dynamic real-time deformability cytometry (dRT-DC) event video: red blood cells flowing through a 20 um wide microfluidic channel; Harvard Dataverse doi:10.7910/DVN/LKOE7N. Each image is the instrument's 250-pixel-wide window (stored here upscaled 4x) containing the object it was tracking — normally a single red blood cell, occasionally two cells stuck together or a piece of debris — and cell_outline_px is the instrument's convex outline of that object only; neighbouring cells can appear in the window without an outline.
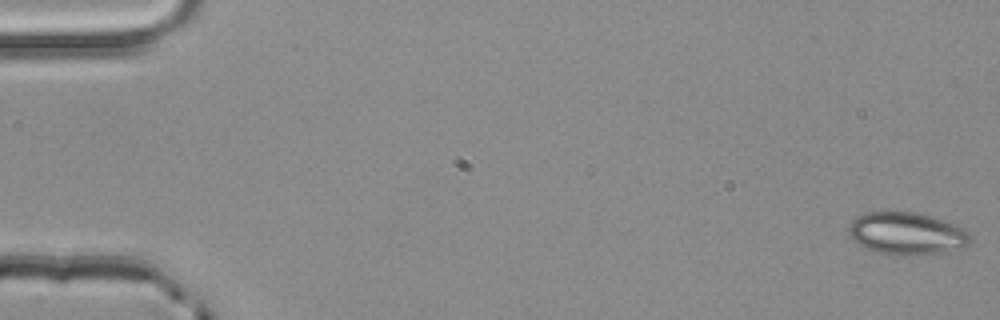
{"species": "common noctule bat (a hibernating species)", "species_latin": "Nyctalus noctula", "temperature_condition": "room temperature", "stored_images_in_passage": 54, "camera_frame_rate_fps": 3000, "um_per_image_px": 0.085, "animal": {"sex": "male", "body_mass_g": 20.4}, "frame": {"image": 1, "passage_image": 1, "time_ms": 0.0, "image_size_px": [1000, 320], "cell_outline_px": [[972, 240], [968, 244], [960, 248], [924, 256], [904, 256], [876, 252], [864, 248], [848, 232], [848, 224], [856, 216], [868, 212], [916, 212], [944, 220], [956, 224], [964, 228], [972, 236]], "centroid_in_image_um": [77.1, 19.86], "position_along_channel_um": 7.9, "area_um2": 30.35}}
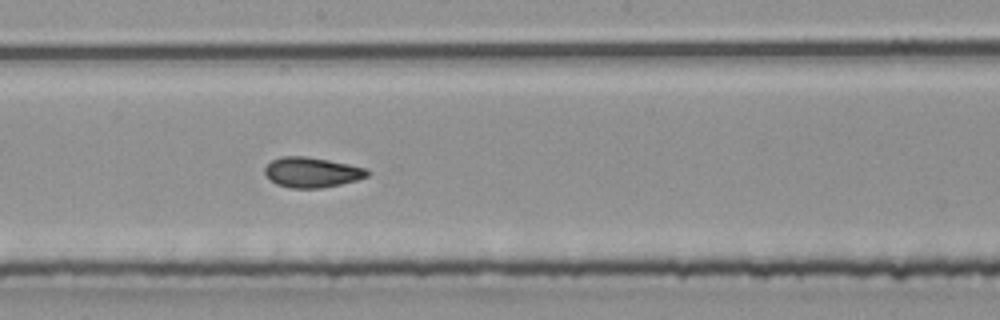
{"frame": {"image": 2, "passage_image": 30, "time_ms": 9.667, "image_size_px": [1000, 320], "cell_outline_px": [[368, 176], [356, 180], [340, 184], [320, 188], [288, 188], [276, 184], [264, 172], [264, 168], [272, 160], [280, 156], [304, 156], [328, 160], [368, 168]], "centroid_in_image_um": [26.5, 14.64], "position_along_channel_um": 221.7, "area_um2": 17.92}}
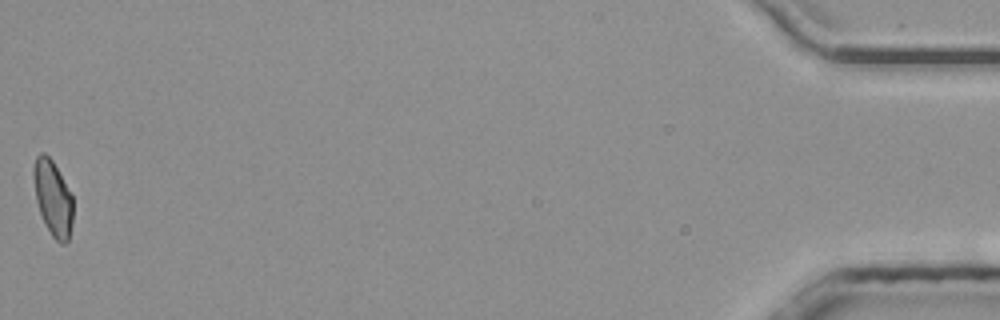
{"frame": {"image": 3, "passage_image": 54, "time_ms": 17.667, "image_size_px": [1000, 320], "cell_outline_px": [[72, 220], [68, 240], [64, 244], [60, 244], [52, 236], [44, 224], [36, 200], [32, 176], [32, 168], [36, 156], [40, 152], [44, 152], [52, 160], [72, 196]], "centroid_in_image_um": [4.46, 16.82], "position_along_channel_um": 430.7, "area_um2": 17.28}, "authors_computed_cell_mechanics": {"area_um2": 18.2648, "velocity_mm_per_s": 3.9154, "shape_relaxation_time_tau1_ms": 9.7559, "shape_relaxation_time_tau2_ms": 1.356, "deformation_change_tau1": 0.1632, "deformation_change_tau2": 0.0694}}